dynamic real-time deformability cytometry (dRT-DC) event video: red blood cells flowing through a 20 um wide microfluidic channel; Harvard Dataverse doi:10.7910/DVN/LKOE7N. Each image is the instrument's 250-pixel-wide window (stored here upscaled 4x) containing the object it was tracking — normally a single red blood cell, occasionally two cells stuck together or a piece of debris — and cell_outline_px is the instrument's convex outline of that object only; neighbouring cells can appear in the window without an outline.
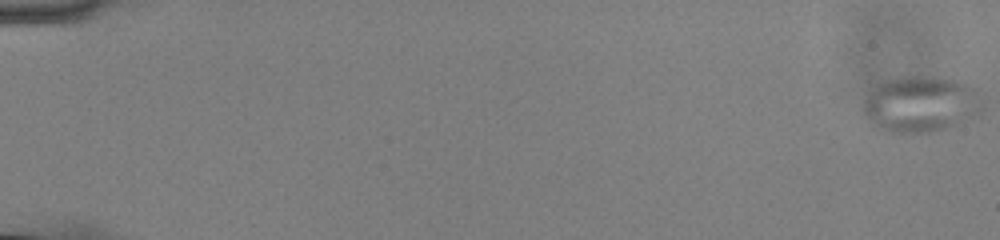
{"species": "common noctule bat (a hibernating species)", "species_latin": "Nyctalus noctula", "temperature_condition": "cold", "stored_images_in_passage": 58, "camera_frame_rate_fps": 3000, "um_per_image_px": 0.085, "animal": {"sex": "male", "body_mass_g": 13.0, "forearm_length_mm": 53.1}, "frame": {"image": 1, "passage_image": 1, "time_ms": 0.0, "image_size_px": [1000, 240], "cell_outline_px": [[984, 108], [976, 116], [948, 128], [932, 132], [884, 132], [868, 120], [864, 112], [864, 100], [872, 88], [888, 80], [912, 76], [920, 76], [952, 80], [968, 84], [976, 88], [984, 104]], "centroid_in_image_um": [78.31, 8.87], "position_along_channel_um": 6.7, "area_um2": 38.78}}
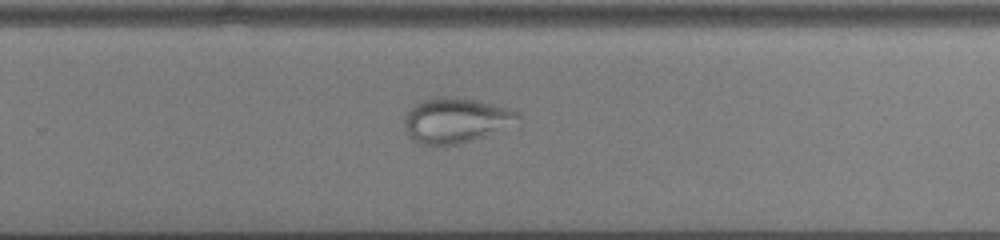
{"frame": {"image": 2, "passage_image": 39, "time_ms": 12.667, "image_size_px": [1000, 240], "cell_outline_px": [[524, 120], [484, 136], [460, 144], [420, 144], [408, 136], [404, 128], [404, 116], [416, 104], [424, 100], [440, 96], [456, 96], [476, 100], [508, 108], [520, 112], [524, 116]], "centroid_in_image_um": [38.79, 10.21], "position_along_channel_um": 291.0, "area_um2": 29.94}}
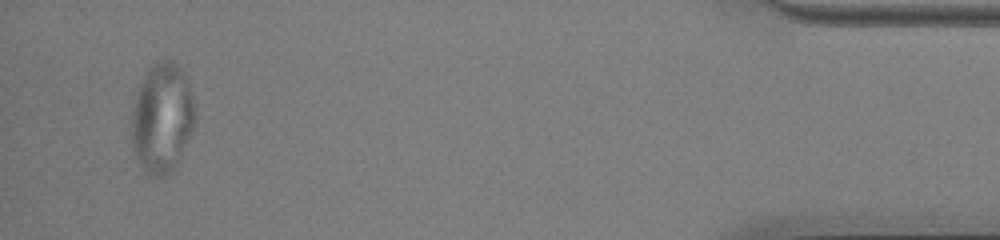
{"frame": {"image": 3, "passage_image": 55, "time_ms": 18.0, "image_size_px": [1000, 240], "cell_outline_px": [[196, 120], [180, 156], [172, 168], [164, 172], [152, 176], [144, 168], [136, 152], [132, 140], [132, 112], [136, 96], [140, 84], [144, 76], [160, 60], [172, 60], [184, 72], [192, 96], [196, 116]], "centroid_in_image_um": [13.8, 9.95], "position_along_channel_um": 421.4, "area_um2": 39.02}}